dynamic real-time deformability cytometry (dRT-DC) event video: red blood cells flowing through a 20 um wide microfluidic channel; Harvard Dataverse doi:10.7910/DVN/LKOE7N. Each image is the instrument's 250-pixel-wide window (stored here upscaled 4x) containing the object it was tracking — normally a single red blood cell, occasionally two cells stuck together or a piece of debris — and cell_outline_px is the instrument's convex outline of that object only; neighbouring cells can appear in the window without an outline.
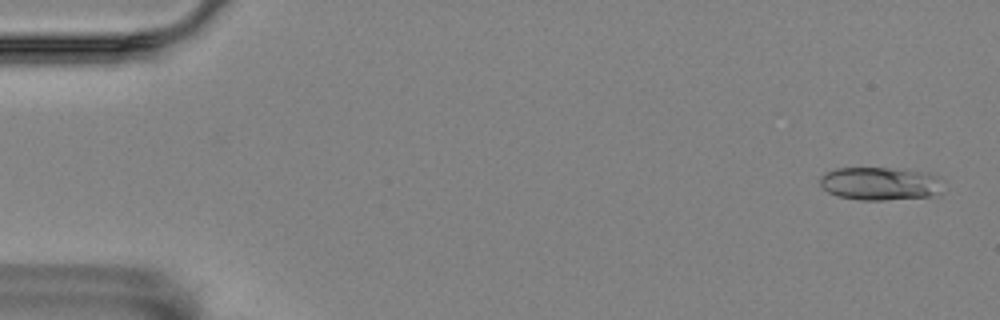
{"species": "Egyptian fruit bat (a non-hibernating species)", "species_latin": "Rousettus aegyptiacus", "temperature_condition": "room temperature", "stored_images_in_passage": 55, "camera_frame_rate_fps": 3000, "um_per_image_px": 0.085, "animal": {"sex": "female"}, "frame": {"image": 1, "passage_image": 1, "time_ms": 0.0, "image_size_px": [1000, 320], "cell_outline_px": [[944, 180], [940, 192], [932, 196], [884, 200], [860, 200], [836, 196], [828, 192], [820, 184], [820, 176], [824, 172], [836, 168], [888, 168], [920, 172], [936, 176]], "centroid_in_image_um": [74.77, 15.61], "position_along_channel_um": 10.2, "area_um2": 23.76}}
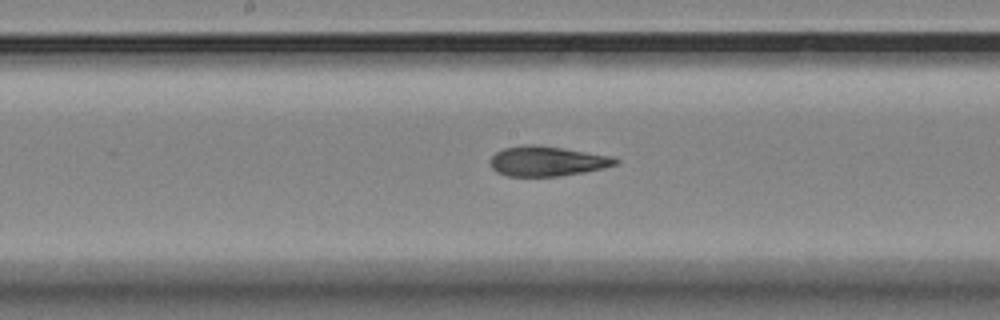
{"frame": {"image": 2, "passage_image": 28, "time_ms": 9.0, "image_size_px": [1000, 320], "cell_outline_px": [[620, 160], [616, 164], [604, 168], [584, 172], [560, 176], [508, 176], [496, 172], [492, 168], [488, 160], [496, 152], [504, 148], [524, 144], [536, 144], [608, 156]], "centroid_in_image_um": [46.43, 13.7], "position_along_channel_um": 201.8, "area_um2": 21.68}}
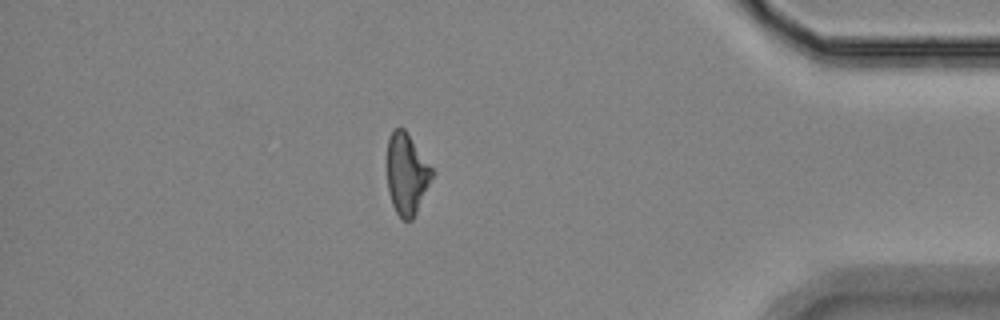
{"frame": {"image": 3, "passage_image": 48, "time_ms": 15.667, "image_size_px": [1000, 320], "cell_outline_px": [[432, 176], [416, 212], [412, 220], [404, 220], [396, 212], [392, 204], [388, 192], [388, 140], [392, 132], [396, 128], [404, 128], [432, 168]], "centroid_in_image_um": [34.55, 14.79], "position_along_channel_um": 400.7, "area_um2": 20.58}, "authors_computed_cell_mechanics": {"area_um2": 21.964, "velocity_mm_per_s": 3.519, "shape_relaxation_time_tau1_ms": 10.2666, "shape_relaxation_time_tau2_ms": 3.6491, "deformation_change_tau1": 0.2539, "deformation_change_tau2": 0.1231}}